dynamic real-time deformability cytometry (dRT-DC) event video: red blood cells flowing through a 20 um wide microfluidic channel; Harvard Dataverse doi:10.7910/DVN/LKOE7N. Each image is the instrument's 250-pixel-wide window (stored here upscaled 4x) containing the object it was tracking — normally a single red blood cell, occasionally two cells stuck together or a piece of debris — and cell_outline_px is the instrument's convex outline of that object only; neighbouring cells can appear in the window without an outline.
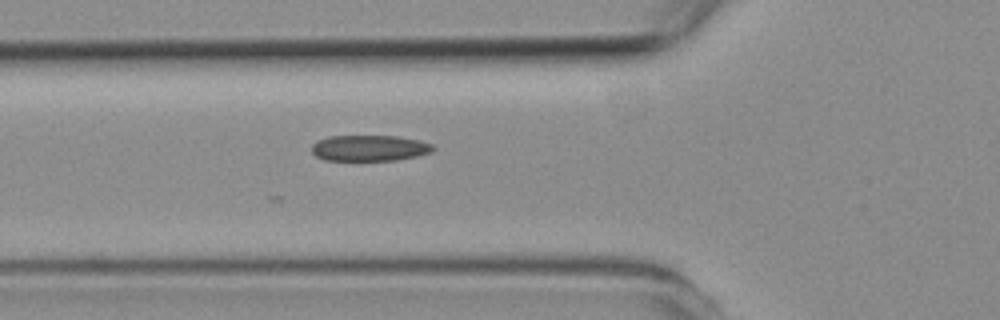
{"species": "common noctule bat (a hibernating species)", "species_latin": "Nyctalus noctula", "temperature_condition": "room temperature", "stored_images_in_passage": 4, "camera_frame_rate_fps": 3000, "um_per_image_px": 0.085, "animal": {"sex": "female", "body_mass_g": 19.3, "forearm_length_mm": 54.1}, "frame": {"image": 1, "passage_image": 4, "time_ms": 3.333, "image_size_px": [1000, 320], "cell_outline_px": [[436, 148], [432, 152], [416, 156], [396, 160], [324, 160], [316, 156], [312, 152], [312, 144], [316, 140], [328, 136], [396, 136], [420, 140], [432, 144]], "centroid_in_image_um": [31.4, 12.58], "position_along_channel_um": 94.4, "area_um2": 18.44}}